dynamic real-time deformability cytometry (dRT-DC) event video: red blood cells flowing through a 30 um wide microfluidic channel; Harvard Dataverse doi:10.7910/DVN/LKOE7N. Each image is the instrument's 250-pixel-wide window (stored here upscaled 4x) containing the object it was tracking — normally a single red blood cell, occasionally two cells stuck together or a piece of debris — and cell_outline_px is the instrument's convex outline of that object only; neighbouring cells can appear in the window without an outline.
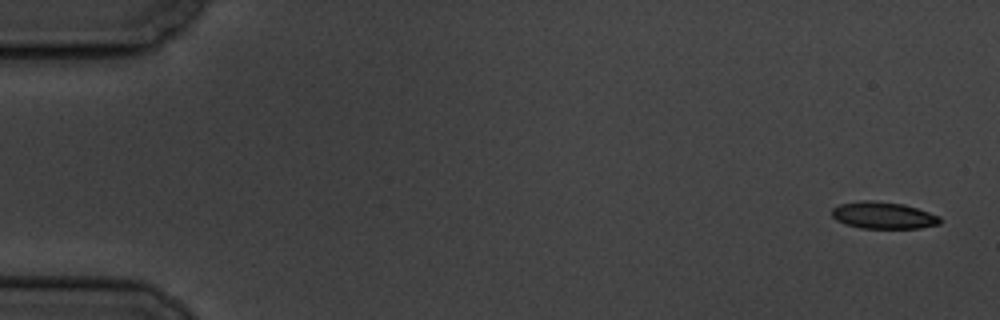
{"species": "common noctule bat (a hibernating species)", "species_latin": "Nyctalus noctula", "temperature_condition": "cold", "stored_images_in_passage": 11, "camera_frame_rate_fps": 3000, "um_per_image_px": 0.085, "animal": {"sex": "male", "body_mass_g": 19.5, "forearm_length_mm": 54.6}, "frame": {"image": 1, "passage_image": 1, "time_ms": 0.0, "image_size_px": [1000, 320], "cell_outline_px": [[940, 224], [920, 228], [860, 228], [844, 224], [836, 220], [832, 216], [832, 208], [840, 204], [860, 200], [872, 200], [904, 204], [940, 216]], "centroid_in_image_um": [75.05, 18.3], "position_along_channel_um": 9.9, "area_um2": 16.99}}
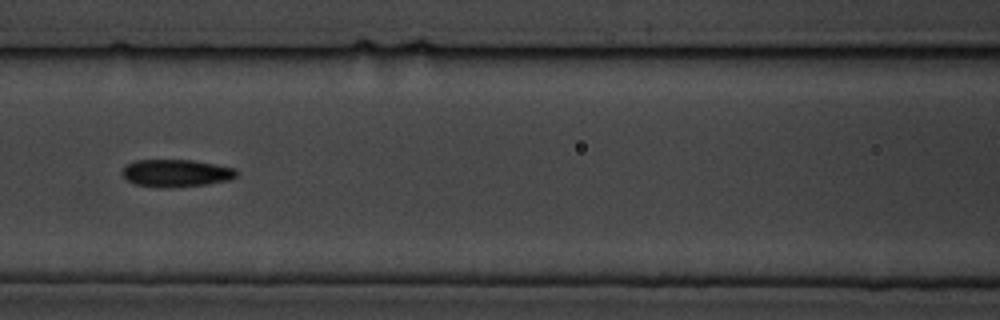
{"frame": {"image": 2, "passage_image": 7, "time_ms": 8.0, "image_size_px": [1000, 320], "cell_outline_px": [[236, 176], [228, 180], [204, 184], [168, 188], [156, 188], [136, 184], [128, 180], [120, 172], [128, 164], [136, 160], [192, 160], [216, 164], [236, 168]], "centroid_in_image_um": [14.95, 14.71], "position_along_channel_um": 151.6, "area_um2": 18.21}}
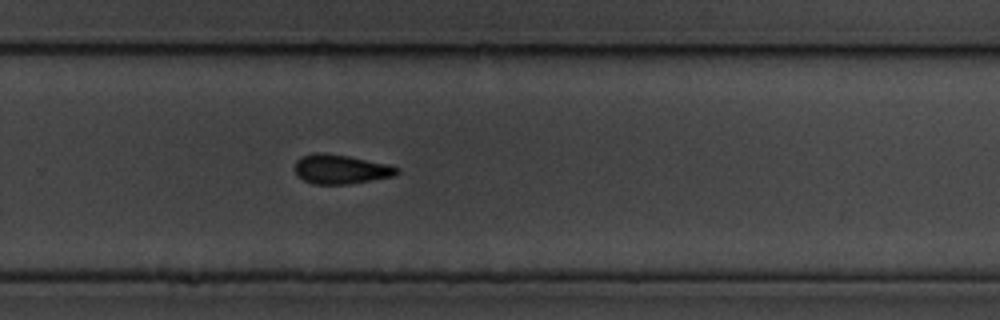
{"frame": {"image": 3, "passage_image": 11, "time_ms": 12.333, "image_size_px": [1000, 320], "cell_outline_px": [[400, 172], [396, 176], [348, 184], [312, 184], [296, 176], [296, 160], [304, 156], [316, 152], [324, 152], [348, 156], [388, 164], [400, 168]], "centroid_in_image_um": [28.99, 14.39], "position_along_channel_um": 300.8, "area_um2": 17.51}}